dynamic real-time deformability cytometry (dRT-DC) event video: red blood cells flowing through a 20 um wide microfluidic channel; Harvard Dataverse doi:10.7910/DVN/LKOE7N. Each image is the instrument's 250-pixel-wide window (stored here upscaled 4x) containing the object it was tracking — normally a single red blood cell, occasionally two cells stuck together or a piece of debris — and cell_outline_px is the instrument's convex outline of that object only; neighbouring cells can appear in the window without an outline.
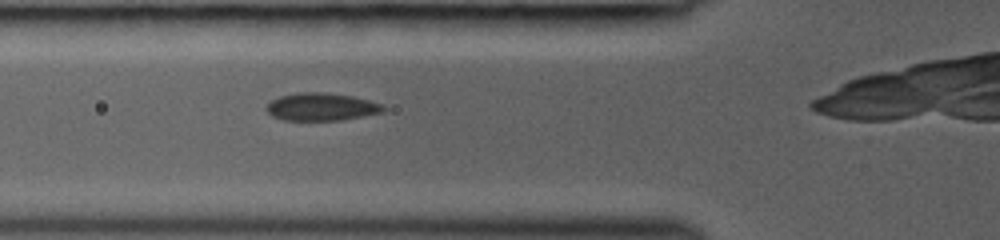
{"species": "common noctule bat (a hibernating species)", "species_latin": "Nyctalus noctula", "temperature_condition": "room temperature", "stored_images_in_passage": 26, "camera_frame_rate_fps": 3000, "um_per_image_px": 0.085, "animal": {"sex": "female", "body_mass_g": 19.0, "forearm_length_mm": 53.3}, "frame": {"image": 1, "passage_image": 4, "time_ms": 1.0, "image_size_px": [1000, 240], "cell_outline_px": [[388, 108], [384, 112], [364, 116], [340, 120], [284, 120], [272, 116], [264, 108], [272, 100], [280, 96], [296, 92], [320, 92], [352, 96], [384, 104]], "centroid_in_image_um": [27.35, 9.08], "position_along_channel_um": 98.5, "area_um2": 18.96}}
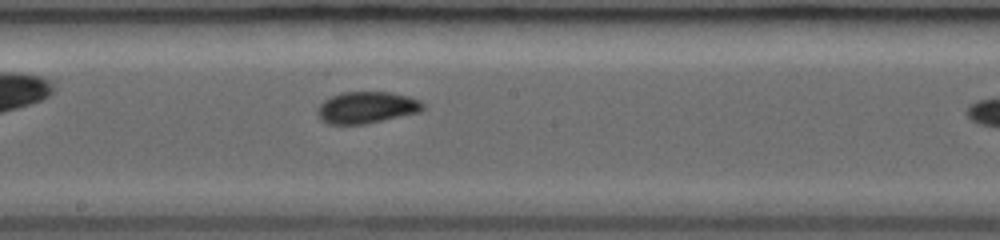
{"frame": {"image": 2, "passage_image": 12, "time_ms": 3.667, "image_size_px": [1000, 240], "cell_outline_px": [[424, 108], [420, 112], [364, 124], [328, 124], [320, 120], [316, 116], [316, 108], [324, 100], [332, 96], [344, 92], [388, 92], [408, 96], [420, 100], [424, 104]], "centroid_in_image_um": [31.13, 9.14], "position_along_channel_um": 217.1, "area_um2": 19.54}}
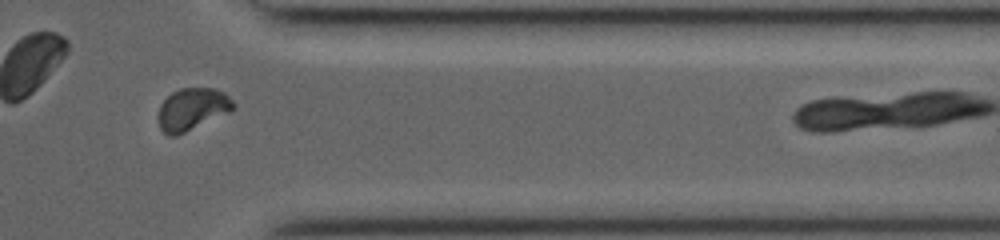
{"frame": {"image": 3, "passage_image": 24, "time_ms": 7.667, "image_size_px": [1000, 240], "cell_outline_px": [[236, 104], [228, 112], [176, 136], [168, 136], [160, 128], [156, 116], [160, 104], [172, 92], [180, 88], [216, 88], [224, 92]], "centroid_in_image_um": [16.28, 9.27], "position_along_channel_um": 395.1, "area_um2": 18.38}}